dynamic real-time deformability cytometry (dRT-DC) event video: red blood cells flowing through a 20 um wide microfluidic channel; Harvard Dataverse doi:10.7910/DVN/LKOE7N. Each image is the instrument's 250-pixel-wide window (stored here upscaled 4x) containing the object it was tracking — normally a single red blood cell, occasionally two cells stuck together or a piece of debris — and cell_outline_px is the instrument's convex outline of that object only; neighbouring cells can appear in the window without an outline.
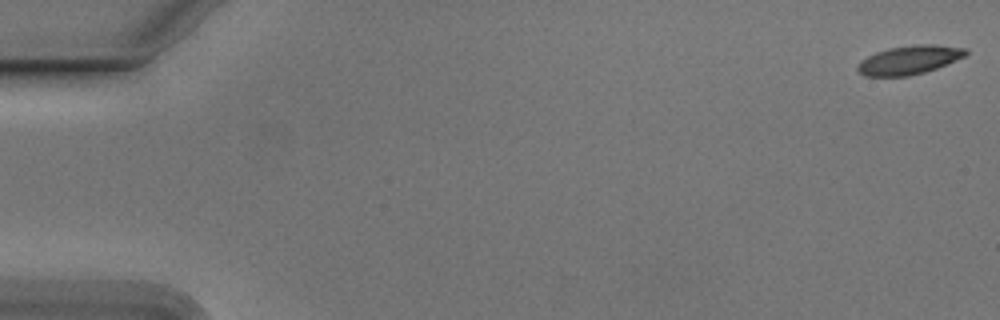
{"species": "Egyptian fruit bat (a non-hibernating species)", "species_latin": "Rousettus aegyptiacus", "temperature_condition": "cold", "stored_images_in_passage": 54, "camera_frame_rate_fps": 3000, "um_per_image_px": 0.085, "animal": {"sex": "male"}, "frame": {"image": 1, "passage_image": 1, "time_ms": 0.0, "image_size_px": [1000, 320], "cell_outline_px": [[968, 52], [964, 56], [936, 68], [924, 72], [908, 76], [864, 76], [856, 68], [860, 60], [876, 52], [888, 48], [916, 44], [932, 44], [964, 48]], "centroid_in_image_um": [77.24, 5.09], "position_along_channel_um": 7.8, "area_um2": 17.92}}
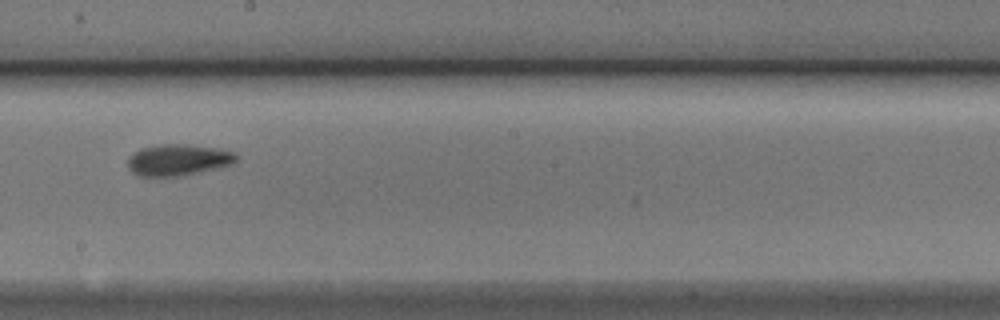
{"frame": {"image": 2, "passage_image": 31, "time_ms": 10.0, "image_size_px": [1000, 320], "cell_outline_px": [[236, 160], [232, 164], [184, 176], [156, 180], [136, 176], [128, 168], [128, 156], [140, 148], [160, 144], [188, 144], [220, 148], [236, 152]], "centroid_in_image_um": [15.07, 13.63], "position_along_channel_um": 233.1, "area_um2": 20.81}}
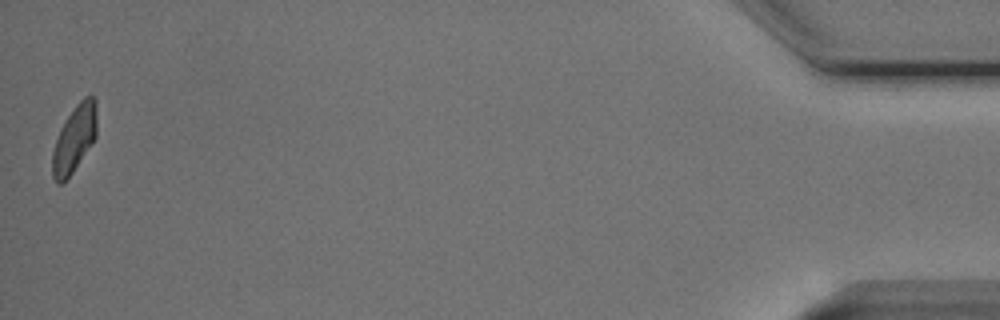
{"frame": {"image": 3, "passage_image": 54, "time_ms": 17.667, "image_size_px": [1000, 320], "cell_outline_px": [[96, 136], [72, 172], [60, 184], [56, 184], [52, 176], [52, 152], [60, 128], [76, 104], [84, 96], [92, 96], [96, 100]], "centroid_in_image_um": [6.31, 11.78], "position_along_channel_um": 428.9, "area_um2": 16.99}, "authors_computed_cell_mechanics": {"area_um2": 18.2937, "velocity_mm_per_s": 3.7899, "shape_relaxation_time_tau1_ms": 3.3127, "shape_relaxation_time_tau2_ms": 3.9543, "deformation_change_tau1": 0.1341, "deformation_change_tau2": 0.1117}}